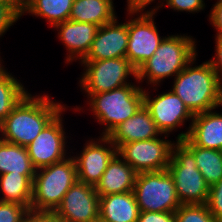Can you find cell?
I'll return each instance as SVG.
<instances>
[{
    "label": "cell",
    "mask_w": 222,
    "mask_h": 222,
    "mask_svg": "<svg viewBox=\"0 0 222 222\" xmlns=\"http://www.w3.org/2000/svg\"><path fill=\"white\" fill-rule=\"evenodd\" d=\"M66 107L47 95L27 92L0 123V139L26 147Z\"/></svg>",
    "instance_id": "1"
},
{
    "label": "cell",
    "mask_w": 222,
    "mask_h": 222,
    "mask_svg": "<svg viewBox=\"0 0 222 222\" xmlns=\"http://www.w3.org/2000/svg\"><path fill=\"white\" fill-rule=\"evenodd\" d=\"M195 60L196 57L174 77L171 90L193 115L218 107L221 86L211 63L207 61L192 67Z\"/></svg>",
    "instance_id": "2"
},
{
    "label": "cell",
    "mask_w": 222,
    "mask_h": 222,
    "mask_svg": "<svg viewBox=\"0 0 222 222\" xmlns=\"http://www.w3.org/2000/svg\"><path fill=\"white\" fill-rule=\"evenodd\" d=\"M192 38L164 37L155 53L137 70L138 83L146 78L148 84L157 86L166 77H176L197 56L196 42Z\"/></svg>",
    "instance_id": "3"
},
{
    "label": "cell",
    "mask_w": 222,
    "mask_h": 222,
    "mask_svg": "<svg viewBox=\"0 0 222 222\" xmlns=\"http://www.w3.org/2000/svg\"><path fill=\"white\" fill-rule=\"evenodd\" d=\"M76 181V164L72 156L36 170L30 210L54 212Z\"/></svg>",
    "instance_id": "4"
},
{
    "label": "cell",
    "mask_w": 222,
    "mask_h": 222,
    "mask_svg": "<svg viewBox=\"0 0 222 222\" xmlns=\"http://www.w3.org/2000/svg\"><path fill=\"white\" fill-rule=\"evenodd\" d=\"M143 93L142 87L132 83L108 92L87 95L97 122L105 126L101 136H108L138 111L143 105Z\"/></svg>",
    "instance_id": "5"
},
{
    "label": "cell",
    "mask_w": 222,
    "mask_h": 222,
    "mask_svg": "<svg viewBox=\"0 0 222 222\" xmlns=\"http://www.w3.org/2000/svg\"><path fill=\"white\" fill-rule=\"evenodd\" d=\"M167 170L181 204H206L210 186L197 168L194 154L180 140L173 145Z\"/></svg>",
    "instance_id": "6"
},
{
    "label": "cell",
    "mask_w": 222,
    "mask_h": 222,
    "mask_svg": "<svg viewBox=\"0 0 222 222\" xmlns=\"http://www.w3.org/2000/svg\"><path fill=\"white\" fill-rule=\"evenodd\" d=\"M133 192L140 212H175L181 206L167 169L138 173Z\"/></svg>",
    "instance_id": "7"
},
{
    "label": "cell",
    "mask_w": 222,
    "mask_h": 222,
    "mask_svg": "<svg viewBox=\"0 0 222 222\" xmlns=\"http://www.w3.org/2000/svg\"><path fill=\"white\" fill-rule=\"evenodd\" d=\"M84 73L80 79V87L87 95L108 92L128 84L129 75L137 80V70L124 58L81 61Z\"/></svg>",
    "instance_id": "8"
},
{
    "label": "cell",
    "mask_w": 222,
    "mask_h": 222,
    "mask_svg": "<svg viewBox=\"0 0 222 222\" xmlns=\"http://www.w3.org/2000/svg\"><path fill=\"white\" fill-rule=\"evenodd\" d=\"M162 5L155 6L152 10L140 12H129L132 15L137 14L136 18L128 20V45L126 58L138 70L157 50L161 41L158 29L154 23V14ZM158 8V9H157ZM140 13V15H139ZM139 16V17H138Z\"/></svg>",
    "instance_id": "9"
},
{
    "label": "cell",
    "mask_w": 222,
    "mask_h": 222,
    "mask_svg": "<svg viewBox=\"0 0 222 222\" xmlns=\"http://www.w3.org/2000/svg\"><path fill=\"white\" fill-rule=\"evenodd\" d=\"M174 144V141L157 137L124 143L117 153L137 173L156 172L168 168Z\"/></svg>",
    "instance_id": "10"
},
{
    "label": "cell",
    "mask_w": 222,
    "mask_h": 222,
    "mask_svg": "<svg viewBox=\"0 0 222 222\" xmlns=\"http://www.w3.org/2000/svg\"><path fill=\"white\" fill-rule=\"evenodd\" d=\"M54 214L59 222H96L99 219V195L95 187L76 181Z\"/></svg>",
    "instance_id": "11"
},
{
    "label": "cell",
    "mask_w": 222,
    "mask_h": 222,
    "mask_svg": "<svg viewBox=\"0 0 222 222\" xmlns=\"http://www.w3.org/2000/svg\"><path fill=\"white\" fill-rule=\"evenodd\" d=\"M60 112L40 133L26 146L28 155L36 170L66 159V136Z\"/></svg>",
    "instance_id": "12"
},
{
    "label": "cell",
    "mask_w": 222,
    "mask_h": 222,
    "mask_svg": "<svg viewBox=\"0 0 222 222\" xmlns=\"http://www.w3.org/2000/svg\"><path fill=\"white\" fill-rule=\"evenodd\" d=\"M144 90L143 105L148 109L157 128L162 134L169 135L174 129L184 124L185 120L194 118V115L184 102L172 91L162 93L151 99Z\"/></svg>",
    "instance_id": "13"
},
{
    "label": "cell",
    "mask_w": 222,
    "mask_h": 222,
    "mask_svg": "<svg viewBox=\"0 0 222 222\" xmlns=\"http://www.w3.org/2000/svg\"><path fill=\"white\" fill-rule=\"evenodd\" d=\"M88 142L79 156H73V159L76 164L78 181L95 186L109 162L117 154V147L107 136L99 137L98 141L91 139ZM101 143H104V146Z\"/></svg>",
    "instance_id": "14"
},
{
    "label": "cell",
    "mask_w": 222,
    "mask_h": 222,
    "mask_svg": "<svg viewBox=\"0 0 222 222\" xmlns=\"http://www.w3.org/2000/svg\"><path fill=\"white\" fill-rule=\"evenodd\" d=\"M128 21L118 23L117 18L99 27L87 55L81 61L126 57Z\"/></svg>",
    "instance_id": "15"
},
{
    "label": "cell",
    "mask_w": 222,
    "mask_h": 222,
    "mask_svg": "<svg viewBox=\"0 0 222 222\" xmlns=\"http://www.w3.org/2000/svg\"><path fill=\"white\" fill-rule=\"evenodd\" d=\"M187 132L176 138H188L195 146L222 151V113L205 111L194 115Z\"/></svg>",
    "instance_id": "16"
},
{
    "label": "cell",
    "mask_w": 222,
    "mask_h": 222,
    "mask_svg": "<svg viewBox=\"0 0 222 222\" xmlns=\"http://www.w3.org/2000/svg\"><path fill=\"white\" fill-rule=\"evenodd\" d=\"M53 28L59 29L58 37L66 50L68 55L66 62H72L74 59L80 61L89 52L94 37L99 29V26L87 23L66 20L62 23L55 25Z\"/></svg>",
    "instance_id": "17"
},
{
    "label": "cell",
    "mask_w": 222,
    "mask_h": 222,
    "mask_svg": "<svg viewBox=\"0 0 222 222\" xmlns=\"http://www.w3.org/2000/svg\"><path fill=\"white\" fill-rule=\"evenodd\" d=\"M162 135L148 109L142 105L136 113L123 121L107 137L117 147L124 143L157 138Z\"/></svg>",
    "instance_id": "18"
},
{
    "label": "cell",
    "mask_w": 222,
    "mask_h": 222,
    "mask_svg": "<svg viewBox=\"0 0 222 222\" xmlns=\"http://www.w3.org/2000/svg\"><path fill=\"white\" fill-rule=\"evenodd\" d=\"M137 174L117 153L94 186L95 190L99 197L133 191Z\"/></svg>",
    "instance_id": "19"
},
{
    "label": "cell",
    "mask_w": 222,
    "mask_h": 222,
    "mask_svg": "<svg viewBox=\"0 0 222 222\" xmlns=\"http://www.w3.org/2000/svg\"><path fill=\"white\" fill-rule=\"evenodd\" d=\"M139 207L133 191L99 197V219L104 222H137Z\"/></svg>",
    "instance_id": "20"
},
{
    "label": "cell",
    "mask_w": 222,
    "mask_h": 222,
    "mask_svg": "<svg viewBox=\"0 0 222 222\" xmlns=\"http://www.w3.org/2000/svg\"><path fill=\"white\" fill-rule=\"evenodd\" d=\"M112 0H74L69 19L97 26L117 18Z\"/></svg>",
    "instance_id": "21"
},
{
    "label": "cell",
    "mask_w": 222,
    "mask_h": 222,
    "mask_svg": "<svg viewBox=\"0 0 222 222\" xmlns=\"http://www.w3.org/2000/svg\"><path fill=\"white\" fill-rule=\"evenodd\" d=\"M35 175L27 148L0 139V175L11 173Z\"/></svg>",
    "instance_id": "22"
},
{
    "label": "cell",
    "mask_w": 222,
    "mask_h": 222,
    "mask_svg": "<svg viewBox=\"0 0 222 222\" xmlns=\"http://www.w3.org/2000/svg\"><path fill=\"white\" fill-rule=\"evenodd\" d=\"M34 177L35 175L12 174V172L1 174L0 189L3 197L0 201L19 203L30 210Z\"/></svg>",
    "instance_id": "23"
},
{
    "label": "cell",
    "mask_w": 222,
    "mask_h": 222,
    "mask_svg": "<svg viewBox=\"0 0 222 222\" xmlns=\"http://www.w3.org/2000/svg\"><path fill=\"white\" fill-rule=\"evenodd\" d=\"M74 0H26L22 14L30 13L46 19L51 27L69 20Z\"/></svg>",
    "instance_id": "24"
},
{
    "label": "cell",
    "mask_w": 222,
    "mask_h": 222,
    "mask_svg": "<svg viewBox=\"0 0 222 222\" xmlns=\"http://www.w3.org/2000/svg\"><path fill=\"white\" fill-rule=\"evenodd\" d=\"M180 141L194 154L206 183L209 186L218 183L222 178V151L195 146L188 138Z\"/></svg>",
    "instance_id": "25"
},
{
    "label": "cell",
    "mask_w": 222,
    "mask_h": 222,
    "mask_svg": "<svg viewBox=\"0 0 222 222\" xmlns=\"http://www.w3.org/2000/svg\"><path fill=\"white\" fill-rule=\"evenodd\" d=\"M17 80L5 69L0 73V123L28 92Z\"/></svg>",
    "instance_id": "26"
},
{
    "label": "cell",
    "mask_w": 222,
    "mask_h": 222,
    "mask_svg": "<svg viewBox=\"0 0 222 222\" xmlns=\"http://www.w3.org/2000/svg\"><path fill=\"white\" fill-rule=\"evenodd\" d=\"M175 222H217L206 204H181L175 211Z\"/></svg>",
    "instance_id": "27"
},
{
    "label": "cell",
    "mask_w": 222,
    "mask_h": 222,
    "mask_svg": "<svg viewBox=\"0 0 222 222\" xmlns=\"http://www.w3.org/2000/svg\"><path fill=\"white\" fill-rule=\"evenodd\" d=\"M23 4H0V37L22 16Z\"/></svg>",
    "instance_id": "28"
},
{
    "label": "cell",
    "mask_w": 222,
    "mask_h": 222,
    "mask_svg": "<svg viewBox=\"0 0 222 222\" xmlns=\"http://www.w3.org/2000/svg\"><path fill=\"white\" fill-rule=\"evenodd\" d=\"M28 211L22 204L0 201V222H22Z\"/></svg>",
    "instance_id": "29"
},
{
    "label": "cell",
    "mask_w": 222,
    "mask_h": 222,
    "mask_svg": "<svg viewBox=\"0 0 222 222\" xmlns=\"http://www.w3.org/2000/svg\"><path fill=\"white\" fill-rule=\"evenodd\" d=\"M206 205L216 221L222 222V178L210 186Z\"/></svg>",
    "instance_id": "30"
},
{
    "label": "cell",
    "mask_w": 222,
    "mask_h": 222,
    "mask_svg": "<svg viewBox=\"0 0 222 222\" xmlns=\"http://www.w3.org/2000/svg\"><path fill=\"white\" fill-rule=\"evenodd\" d=\"M166 1L167 6L177 11L186 12H200L204 10V0H163Z\"/></svg>",
    "instance_id": "31"
},
{
    "label": "cell",
    "mask_w": 222,
    "mask_h": 222,
    "mask_svg": "<svg viewBox=\"0 0 222 222\" xmlns=\"http://www.w3.org/2000/svg\"><path fill=\"white\" fill-rule=\"evenodd\" d=\"M137 222H175V212H140Z\"/></svg>",
    "instance_id": "32"
},
{
    "label": "cell",
    "mask_w": 222,
    "mask_h": 222,
    "mask_svg": "<svg viewBox=\"0 0 222 222\" xmlns=\"http://www.w3.org/2000/svg\"><path fill=\"white\" fill-rule=\"evenodd\" d=\"M22 222H59L54 212L32 211L29 210Z\"/></svg>",
    "instance_id": "33"
},
{
    "label": "cell",
    "mask_w": 222,
    "mask_h": 222,
    "mask_svg": "<svg viewBox=\"0 0 222 222\" xmlns=\"http://www.w3.org/2000/svg\"><path fill=\"white\" fill-rule=\"evenodd\" d=\"M216 54L214 58L208 60L215 70L218 80L222 83V36H216Z\"/></svg>",
    "instance_id": "34"
},
{
    "label": "cell",
    "mask_w": 222,
    "mask_h": 222,
    "mask_svg": "<svg viewBox=\"0 0 222 222\" xmlns=\"http://www.w3.org/2000/svg\"><path fill=\"white\" fill-rule=\"evenodd\" d=\"M209 19L217 30L216 36H222V0H217L211 9Z\"/></svg>",
    "instance_id": "35"
},
{
    "label": "cell",
    "mask_w": 222,
    "mask_h": 222,
    "mask_svg": "<svg viewBox=\"0 0 222 222\" xmlns=\"http://www.w3.org/2000/svg\"><path fill=\"white\" fill-rule=\"evenodd\" d=\"M155 0H127V11L129 12H140L146 9L145 7L151 4Z\"/></svg>",
    "instance_id": "36"
},
{
    "label": "cell",
    "mask_w": 222,
    "mask_h": 222,
    "mask_svg": "<svg viewBox=\"0 0 222 222\" xmlns=\"http://www.w3.org/2000/svg\"><path fill=\"white\" fill-rule=\"evenodd\" d=\"M0 4H24L22 0H0Z\"/></svg>",
    "instance_id": "37"
},
{
    "label": "cell",
    "mask_w": 222,
    "mask_h": 222,
    "mask_svg": "<svg viewBox=\"0 0 222 222\" xmlns=\"http://www.w3.org/2000/svg\"><path fill=\"white\" fill-rule=\"evenodd\" d=\"M219 106H222V83H221V86H220V95H219V104H218V107Z\"/></svg>",
    "instance_id": "38"
},
{
    "label": "cell",
    "mask_w": 222,
    "mask_h": 222,
    "mask_svg": "<svg viewBox=\"0 0 222 222\" xmlns=\"http://www.w3.org/2000/svg\"><path fill=\"white\" fill-rule=\"evenodd\" d=\"M4 66L2 65V62H1V58H0V73L4 70Z\"/></svg>",
    "instance_id": "39"
}]
</instances>
